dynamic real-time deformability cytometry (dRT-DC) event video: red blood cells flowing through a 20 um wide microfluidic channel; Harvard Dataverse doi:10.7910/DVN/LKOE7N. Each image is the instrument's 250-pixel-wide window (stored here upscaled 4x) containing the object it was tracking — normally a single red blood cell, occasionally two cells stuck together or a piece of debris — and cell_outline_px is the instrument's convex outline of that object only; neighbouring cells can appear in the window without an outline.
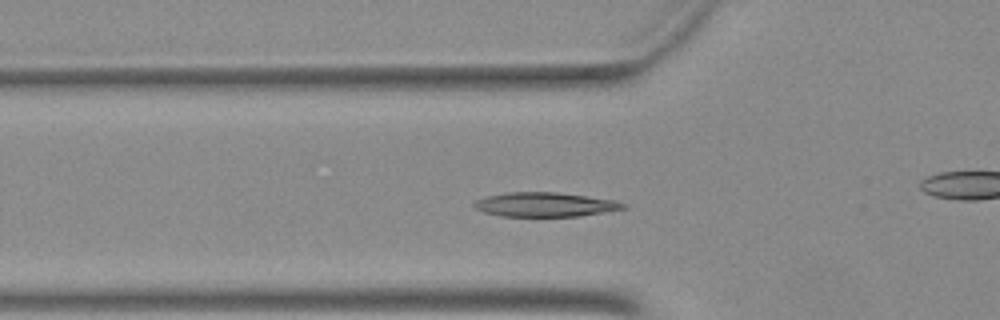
{"species": "Egyptian fruit bat (a non-hibernating species)", "species_latin": "Rousettus aegyptiacus", "temperature_condition": "warm", "stored_images_in_passage": 48, "camera_frame_rate_fps": 3000, "um_per_image_px": 0.085, "animal": {"sex": "female"}, "frame": {"image": 1, "passage_image": 14, "time_ms": 4.333, "image_size_px": [1000, 320], "cell_outline_px": [[628, 208], [580, 216], [500, 216], [484, 212], [472, 208], [472, 204], [476, 200], [488, 196], [508, 192], [556, 192], [612, 200], [628, 204]], "centroid_in_image_um": [46.3, 17.39], "position_along_channel_um": 79.5, "area_um2": 21.04}}
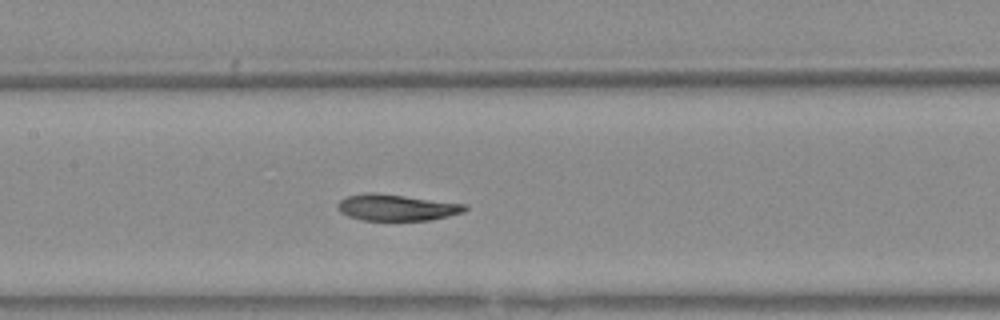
{"frame": {"image": 2, "passage_image": 21, "time_ms": 6.667, "image_size_px": [1000, 320], "cell_outline_px": [[468, 208], [464, 212], [448, 216], [428, 220], [360, 220], [348, 216], [340, 212], [336, 208], [336, 204], [340, 200], [348, 196], [364, 192], [372, 192], [468, 204]], "centroid_in_image_um": [33.68, 17.63], "position_along_channel_um": 173.7, "area_um2": 19.59}}
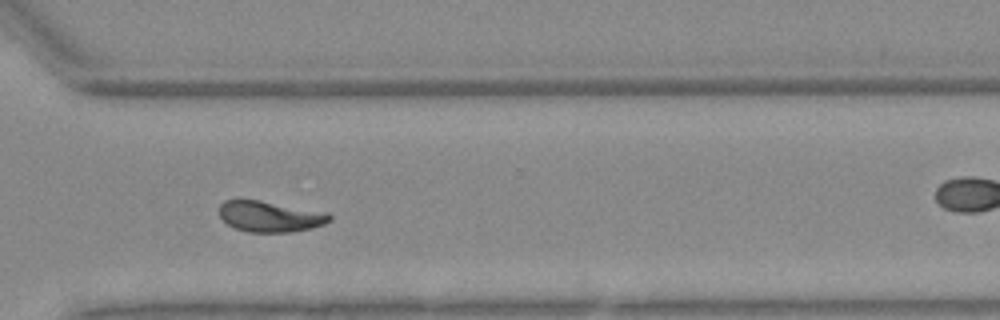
{"frame": {"image": 3, "passage_image": 34, "time_ms": 11.0, "image_size_px": [1000, 320], "cell_outline_px": [[332, 220], [324, 224], [312, 228], [292, 232], [248, 232], [236, 228], [228, 224], [220, 216], [220, 204], [224, 200], [260, 200], [328, 212], [332, 216]], "centroid_in_image_um": [23.0, 18.4], "position_along_channel_um": 347.6, "area_um2": 19.88}}